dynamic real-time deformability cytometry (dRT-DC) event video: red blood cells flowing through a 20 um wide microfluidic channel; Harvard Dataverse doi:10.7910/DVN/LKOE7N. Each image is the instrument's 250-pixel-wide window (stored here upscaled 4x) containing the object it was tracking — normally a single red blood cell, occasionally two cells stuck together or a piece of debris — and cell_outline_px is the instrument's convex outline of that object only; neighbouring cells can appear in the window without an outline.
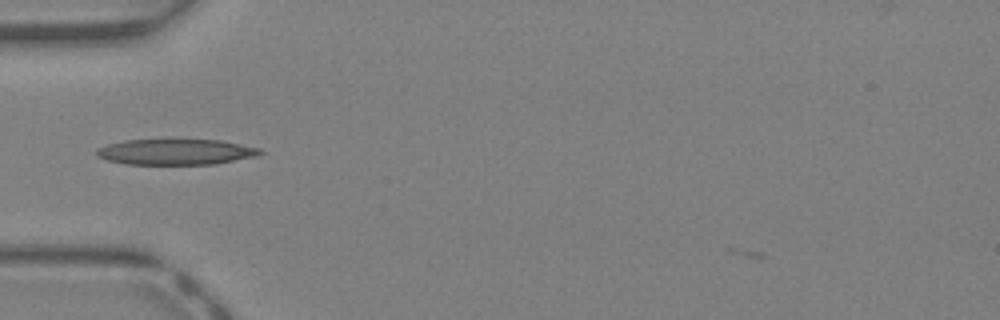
{"species": "Egyptian fruit bat (a non-hibernating species)", "species_latin": "Rousettus aegyptiacus", "temperature_condition": "warm", "stored_images_in_passage": 29, "camera_frame_rate_fps": 3000, "um_per_image_px": 0.085, "animal": {"sex": "female"}, "frame": {"image": 1, "passage_image": 1, "time_ms": 0.0, "image_size_px": [1000, 320], "cell_outline_px": [[264, 152], [256, 156], [216, 164], [128, 164], [108, 160], [96, 156], [96, 148], [108, 144], [124, 140], [168, 136], [220, 140], [260, 148]], "centroid_in_image_um": [14.92, 12.85], "position_along_channel_um": 70.1, "area_um2": 25.78}}
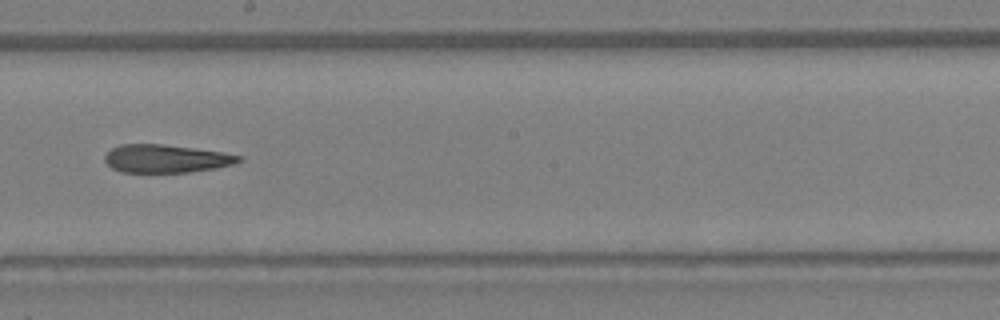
{"frame": {"image": 2, "passage_image": 11, "time_ms": 3.333, "image_size_px": [1000, 320], "cell_outline_px": [[240, 160], [232, 164], [216, 168], [188, 172], [124, 172], [112, 168], [104, 160], [104, 156], [112, 148], [120, 144], [160, 144], [192, 148], [220, 152], [240, 156]], "centroid_in_image_um": [14.05, 13.48], "position_along_channel_um": 234.1, "area_um2": 21.5}}
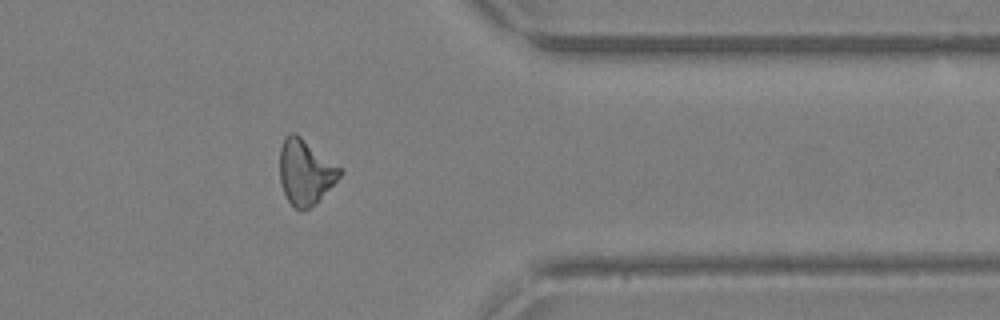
{"frame": {"image": 3, "passage_image": 21, "time_ms": 6.667, "image_size_px": [1000, 320], "cell_outline_px": [[344, 172], [304, 212], [300, 212], [288, 200], [280, 184], [280, 148], [284, 136], [288, 132], [296, 132], [344, 168]], "centroid_in_image_um": [25.95, 14.55], "position_along_channel_um": 385.5, "area_um2": 22.95}, "authors_computed_cell_mechanics": {"area_um2": 23.1778, "velocity_mm_per_s": 4.916, "shape_relaxation_time_tau1_ms": null, "shape_relaxation_time_tau2_ms": 7.0854, "deformation_change_tau1": null, "deformation_change_tau2": 0.2494}}